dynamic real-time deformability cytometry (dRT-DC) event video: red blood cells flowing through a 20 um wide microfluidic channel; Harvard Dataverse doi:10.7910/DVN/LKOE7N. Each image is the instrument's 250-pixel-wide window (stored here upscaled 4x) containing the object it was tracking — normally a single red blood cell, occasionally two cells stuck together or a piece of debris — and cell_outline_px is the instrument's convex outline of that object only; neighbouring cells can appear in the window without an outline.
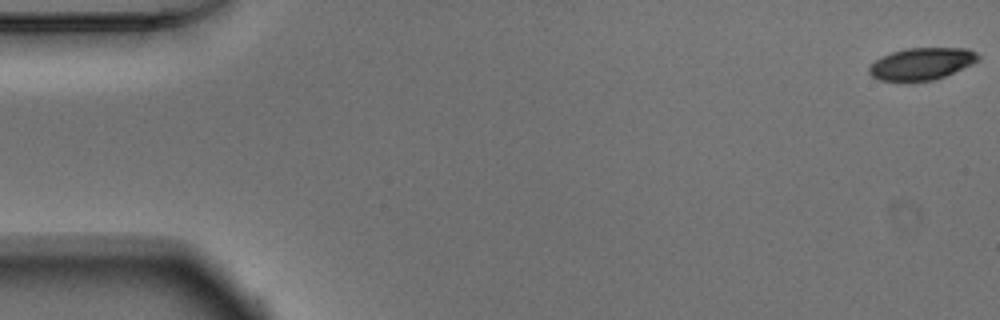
{"species": "Egyptian fruit bat (a non-hibernating species)", "species_latin": "Rousettus aegyptiacus", "temperature_condition": "warm", "stored_images_in_passage": 52, "camera_frame_rate_fps": 3000, "um_per_image_px": 0.085, "animal": {"sex": "male"}, "frame": {"image": 1, "passage_image": 1, "time_ms": 0.0, "image_size_px": [1000, 320], "cell_outline_px": [[980, 60], [972, 64], [944, 76], [932, 80], [880, 80], [872, 76], [868, 72], [868, 68], [876, 60], [892, 52], [908, 48], [968, 48], [976, 52], [980, 56]], "centroid_in_image_um": [78.38, 5.4], "position_along_channel_um": 6.6, "area_um2": 20.0}}
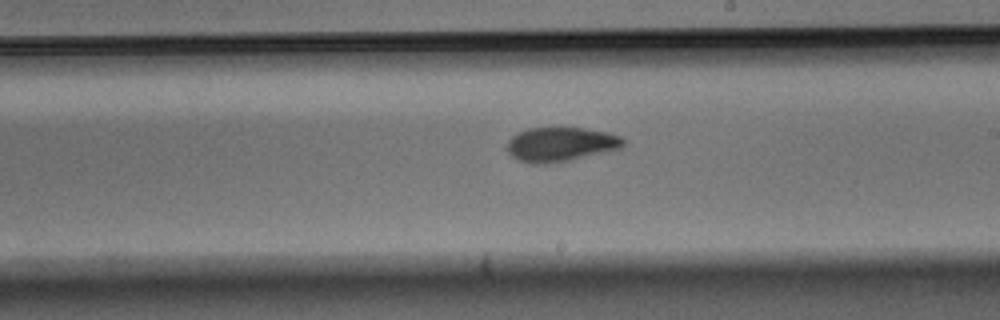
{"frame": {"image": 2, "passage_image": 30, "time_ms": 9.667, "image_size_px": [1000, 320], "cell_outline_px": [[624, 144], [620, 148], [608, 152], [548, 164], [532, 164], [520, 160], [512, 156], [508, 152], [508, 140], [516, 132], [528, 128], [584, 128], [608, 132], [620, 136], [624, 140]], "centroid_in_image_um": [47.66, 12.26], "position_along_channel_um": 241.3, "area_um2": 23.24}}
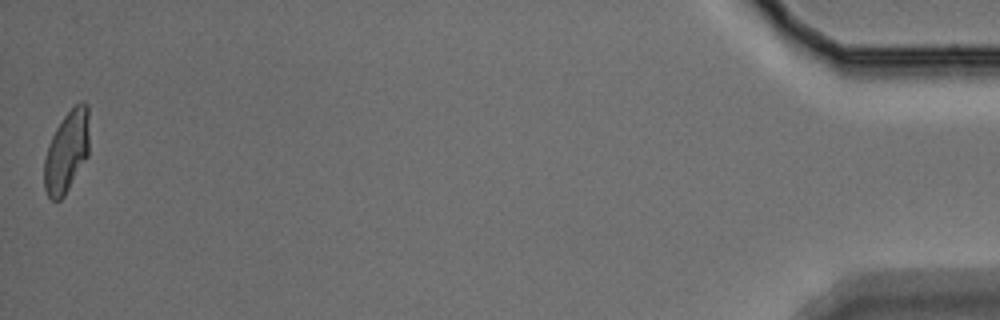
{"frame": {"image": 3, "passage_image": 52, "time_ms": 17.0, "image_size_px": [1000, 320], "cell_outline_px": [[88, 156], [64, 196], [60, 200], [52, 200], [48, 196], [44, 188], [44, 160], [48, 144], [56, 128], [64, 116], [80, 100], [88, 104]], "centroid_in_image_um": [5.66, 12.89], "position_along_channel_um": 429.5, "area_um2": 21.39}, "authors_computed_cell_mechanics": {"area_um2": 22.4842, "velocity_mm_per_s": 3.8837, "shape_relaxation_time_tau1_ms": 3.5126, "shape_relaxation_time_tau2_ms": 1.8731, "deformation_change_tau1": 0.135, "deformation_change_tau2": 0.0714}}